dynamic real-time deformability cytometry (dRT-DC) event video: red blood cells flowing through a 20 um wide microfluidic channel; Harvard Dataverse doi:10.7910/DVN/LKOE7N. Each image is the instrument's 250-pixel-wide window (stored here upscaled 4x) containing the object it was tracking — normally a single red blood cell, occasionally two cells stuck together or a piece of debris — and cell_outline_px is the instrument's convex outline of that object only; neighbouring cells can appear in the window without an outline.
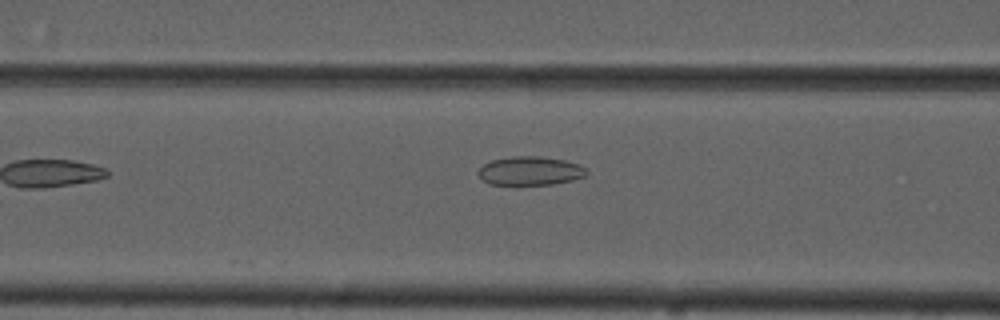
{"species": "common noctule bat (a hibernating species)", "species_latin": "Nyctalus noctula", "temperature_condition": "cold", "stored_images_in_passage": 9, "camera_frame_rate_fps": 3000, "um_per_image_px": 0.085, "animal": {"sex": "male", "forearm_length_mm": 52.5}, "frame": {"image": 1, "passage_image": 5, "time_ms": 1.333, "image_size_px": [1000, 320], "cell_outline_px": [[588, 172], [584, 176], [572, 180], [552, 184], [488, 184], [476, 172], [484, 164], [492, 160], [512, 156], [540, 156], [564, 160], [580, 164], [588, 168]], "centroid_in_image_um": [45.09, 14.51], "position_along_channel_um": 121.5, "area_um2": 18.09}}
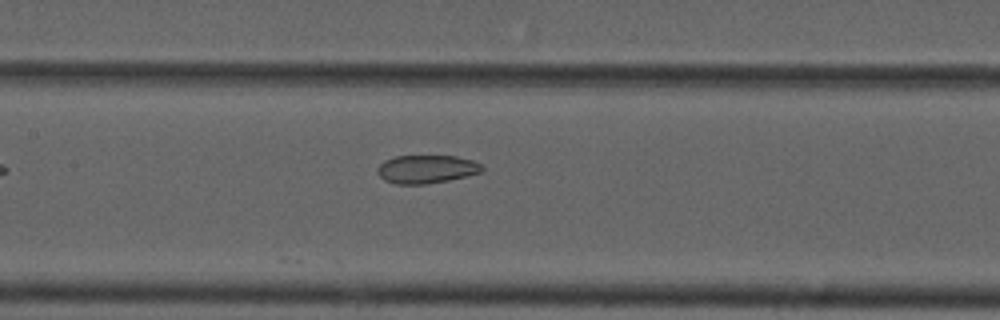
{"frame": {"image": 2, "passage_image": 9, "time_ms": 2.667, "image_size_px": [1000, 320], "cell_outline_px": [[484, 172], [468, 176], [448, 180], [424, 184], [396, 184], [384, 180], [376, 172], [376, 168], [384, 160], [396, 156], [456, 156], [472, 160], [480, 164], [484, 168]], "centroid_in_image_um": [36.25, 14.38], "position_along_channel_um": 171.1, "area_um2": 17.34}}